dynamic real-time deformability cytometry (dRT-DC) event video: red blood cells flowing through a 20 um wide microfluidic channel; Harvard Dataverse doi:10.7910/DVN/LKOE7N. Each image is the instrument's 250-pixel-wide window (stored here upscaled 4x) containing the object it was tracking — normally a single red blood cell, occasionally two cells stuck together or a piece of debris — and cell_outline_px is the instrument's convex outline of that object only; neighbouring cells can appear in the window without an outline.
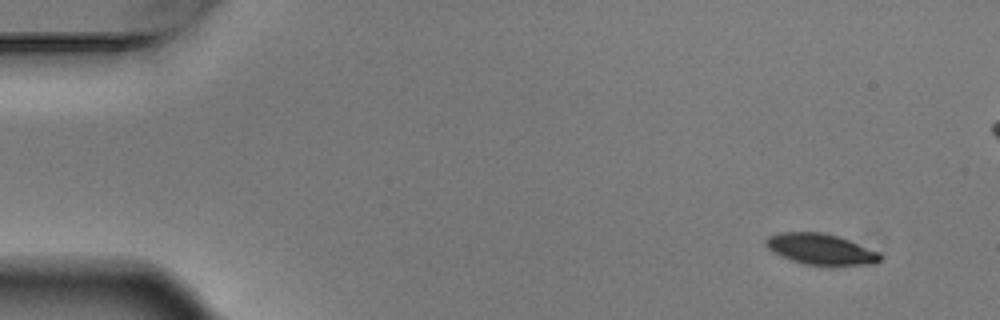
{"species": "Egyptian fruit bat (a non-hibernating species)", "species_latin": "Rousettus aegyptiacus", "temperature_condition": "warm", "stored_images_in_passage": 7, "camera_frame_rate_fps": 3000, "um_per_image_px": 0.085, "animal": {"sex": "male"}, "frame": {"image": 1, "passage_image": 1, "time_ms": 0.0, "image_size_px": [1000, 320], "cell_outline_px": [[880, 260], [876, 264], [832, 268], [804, 264], [780, 256], [772, 252], [764, 244], [764, 240], [768, 236], [780, 232], [820, 232], [836, 236], [848, 240], [880, 252]], "centroid_in_image_um": [69.77, 21.23], "position_along_channel_um": 15.2, "area_um2": 21.27}}
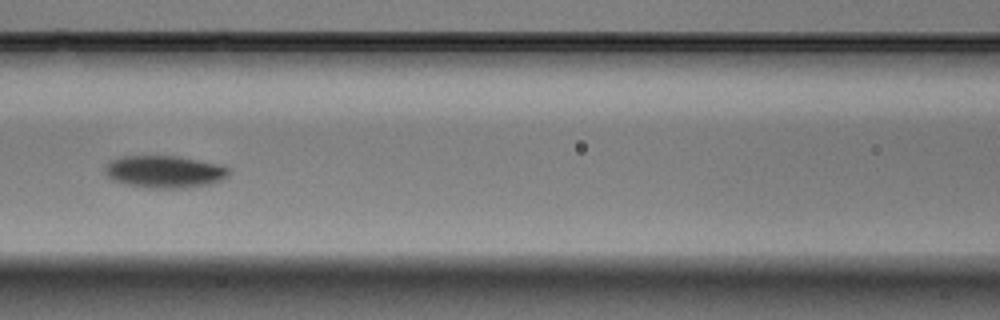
{"frame": {"image": 2, "passage_image": 6, "time_ms": 1.667, "image_size_px": [1000, 320], "cell_outline_px": [[228, 176], [212, 184], [184, 188], [148, 188], [128, 184], [112, 180], [104, 172], [104, 168], [112, 160], [124, 156], [176, 156], [216, 164], [228, 168]], "centroid_in_image_um": [13.96, 14.61], "position_along_channel_um": 152.6, "area_um2": 23.0}}
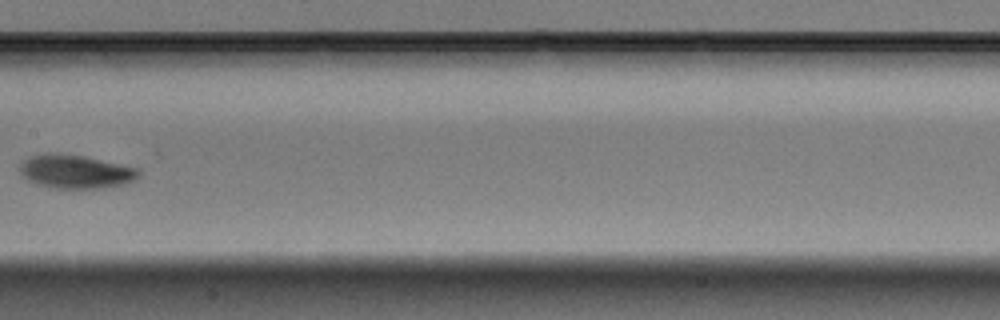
{"frame": {"image": 3, "passage_image": 7, "time_ms": 2.0, "image_size_px": [1000, 320], "cell_outline_px": [[140, 176], [132, 180], [120, 184], [100, 188], [52, 188], [36, 184], [28, 180], [20, 172], [20, 164], [24, 160], [32, 156], [48, 152], [52, 152], [84, 156], [140, 168]], "centroid_in_image_um": [6.41, 14.57], "position_along_channel_um": 201.0, "area_um2": 23.18}}